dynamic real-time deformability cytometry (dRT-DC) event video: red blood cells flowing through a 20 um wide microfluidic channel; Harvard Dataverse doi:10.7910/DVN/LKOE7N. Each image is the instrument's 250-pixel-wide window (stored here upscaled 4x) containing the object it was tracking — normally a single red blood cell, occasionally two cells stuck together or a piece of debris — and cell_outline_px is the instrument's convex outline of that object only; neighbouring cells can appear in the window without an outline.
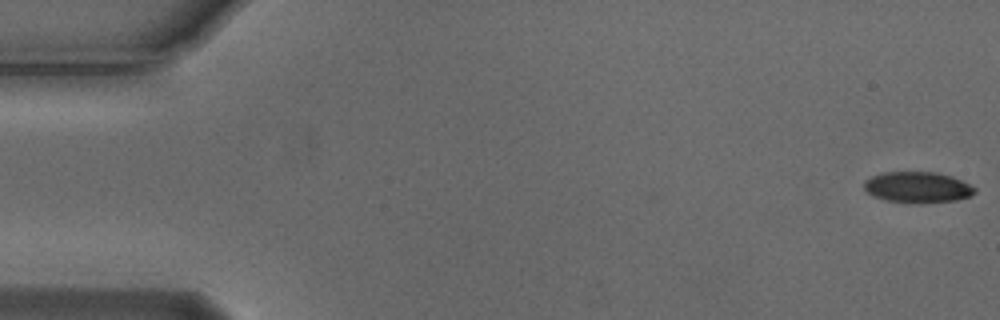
{"species": "Egyptian fruit bat (a non-hibernating species)", "species_latin": "Rousettus aegyptiacus", "temperature_condition": "cold", "stored_images_in_passage": 5, "camera_frame_rate_fps": 3000, "um_per_image_px": 0.085, "animal": {"sex": "male"}, "frame": {"image": 1, "passage_image": 1, "time_ms": 0.0, "image_size_px": [1000, 320], "cell_outline_px": [[976, 192], [972, 196], [956, 200], [920, 204], [884, 200], [872, 196], [864, 188], [864, 180], [872, 176], [884, 172], [936, 172], [952, 176], [976, 188]], "centroid_in_image_um": [77.99, 15.93], "position_along_channel_um": 7.0, "area_um2": 20.17}}
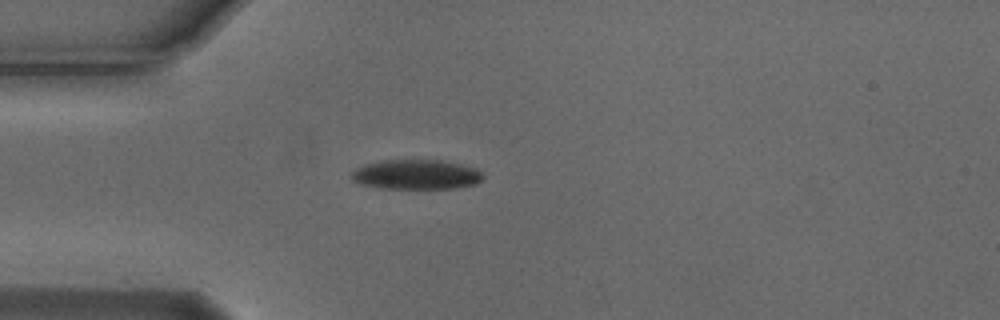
{"frame": {"image": 2, "passage_image": 5, "time_ms": 1.333, "image_size_px": [1000, 320], "cell_outline_px": [[484, 176], [476, 184], [452, 188], [380, 188], [360, 184], [352, 180], [352, 172], [356, 168], [364, 164], [380, 160], [440, 160], [460, 164], [476, 168]], "centroid_in_image_um": [35.35, 14.83], "position_along_channel_um": 49.7, "area_um2": 22.72}}